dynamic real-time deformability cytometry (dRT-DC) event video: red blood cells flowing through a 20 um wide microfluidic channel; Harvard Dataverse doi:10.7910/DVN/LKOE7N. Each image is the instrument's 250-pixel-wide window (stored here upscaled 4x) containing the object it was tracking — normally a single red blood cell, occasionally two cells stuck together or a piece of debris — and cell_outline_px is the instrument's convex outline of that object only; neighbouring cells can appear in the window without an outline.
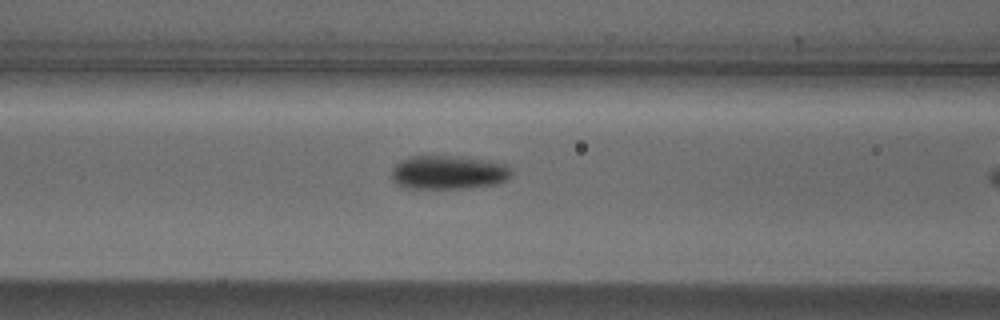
{"species": "Egyptian fruit bat (a non-hibernating species)", "species_latin": "Rousettus aegyptiacus", "temperature_condition": "cold", "stored_images_in_passage": 11, "camera_frame_rate_fps": 3000, "um_per_image_px": 0.085, "animal": {"sex": "male"}, "frame": {"image": 1, "passage_image": 10, "time_ms": 3.0, "image_size_px": [1000, 320], "cell_outline_px": [[512, 176], [496, 184], [468, 188], [408, 188], [396, 184], [392, 180], [392, 168], [400, 160], [408, 156], [452, 156], [484, 160], [504, 164], [512, 168]], "centroid_in_image_um": [38.09, 14.66], "position_along_channel_um": 128.5, "area_um2": 23.58}}